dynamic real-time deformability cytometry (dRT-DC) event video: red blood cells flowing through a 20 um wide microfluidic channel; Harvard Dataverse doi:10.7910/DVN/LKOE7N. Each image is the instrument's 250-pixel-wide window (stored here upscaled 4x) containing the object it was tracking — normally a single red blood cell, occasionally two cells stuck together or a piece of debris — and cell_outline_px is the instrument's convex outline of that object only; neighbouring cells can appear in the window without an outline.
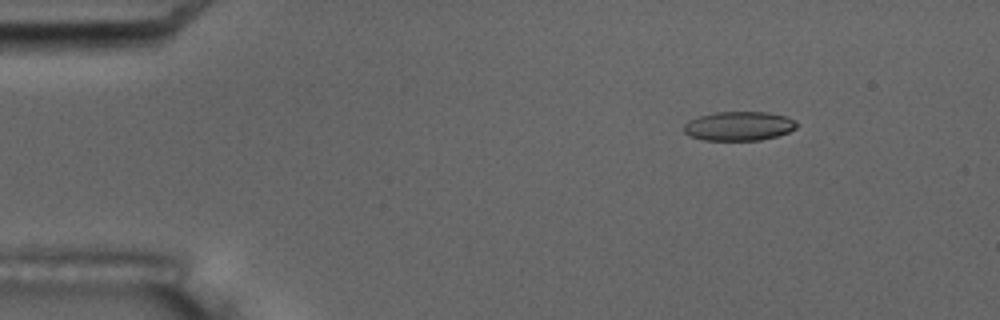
{"species": "common noctule bat (a hibernating species)", "species_latin": "Nyctalus noctula", "temperature_condition": "room temperature", "stored_images_in_passage": 2, "camera_frame_rate_fps": 3000, "um_per_image_px": 0.085, "animal": {"sex": "male", "body_mass_g": 17.5, "forearm_length_mm": 52.3}, "frame": {"image": 1, "passage_image": 1, "time_ms": 0.0, "image_size_px": [1000, 320], "cell_outline_px": [[796, 128], [788, 132], [776, 136], [760, 140], [704, 140], [688, 136], [684, 132], [684, 124], [688, 120], [700, 116], [716, 112], [768, 112], [788, 116], [796, 120]], "centroid_in_image_um": [62.81, 10.71], "position_along_channel_um": 22.2, "area_um2": 19.25}}